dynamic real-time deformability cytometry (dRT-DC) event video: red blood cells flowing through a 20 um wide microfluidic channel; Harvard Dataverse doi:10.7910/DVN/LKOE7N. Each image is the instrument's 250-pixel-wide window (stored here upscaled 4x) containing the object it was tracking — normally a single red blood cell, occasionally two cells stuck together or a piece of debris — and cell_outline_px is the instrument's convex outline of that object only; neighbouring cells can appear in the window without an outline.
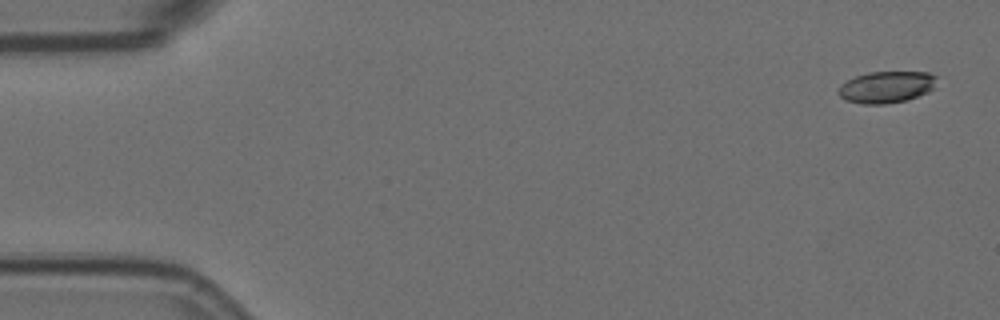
{"species": "Egyptian fruit bat (a non-hibernating species)", "species_latin": "Rousettus aegyptiacus", "temperature_condition": "room temperature", "stored_images_in_passage": 9, "segment_of_instrument_passage": [1, 2], "camera_frame_rate_fps": 3000, "um_per_image_px": 0.085, "animal": {"sex": "female"}, "frame": {"image": 1, "passage_image": 1, "time_ms": 0.0, "image_size_px": [1000, 320], "cell_outline_px": [[936, 88], [928, 92], [908, 100], [884, 104], [864, 104], [844, 100], [836, 92], [840, 84], [856, 76], [868, 72], [928, 72], [936, 76]], "centroid_in_image_um": [75.35, 7.4], "position_along_channel_um": 9.7, "area_um2": 18.38}}
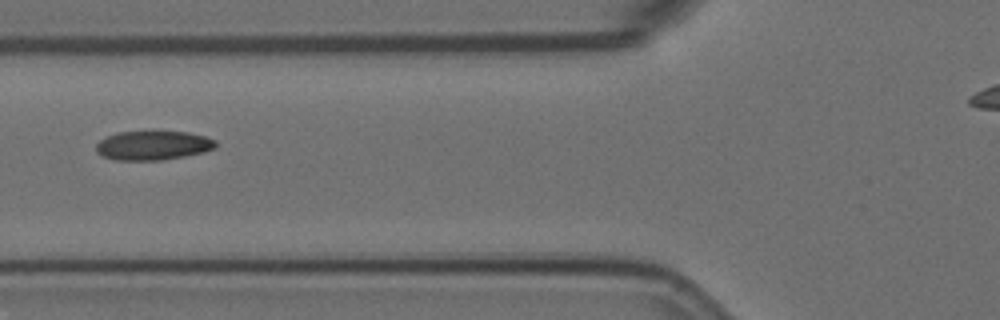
{"frame": {"image": 2, "passage_image": 7, "time_ms": 2.0, "image_size_px": [1000, 320], "cell_outline_px": [[216, 148], [204, 152], [184, 156], [160, 160], [116, 160], [104, 156], [96, 152], [96, 144], [100, 140], [116, 132], [188, 132], [204, 136], [216, 140]], "centroid_in_image_um": [13.01, 12.36], "position_along_channel_um": 112.8, "area_um2": 20.17}}
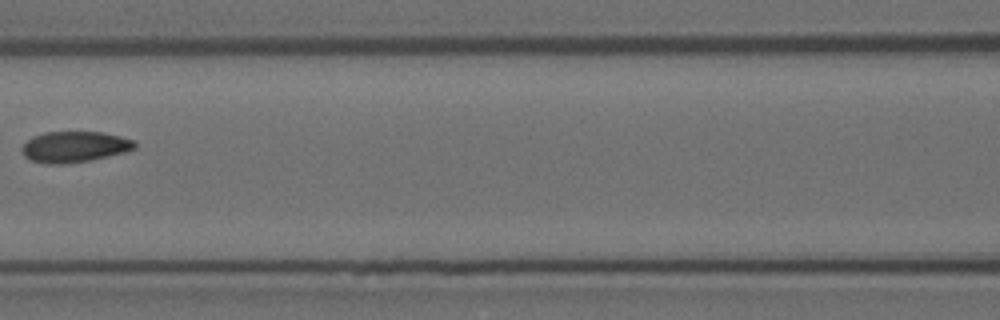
{"frame": {"image": 3, "passage_image": 8, "time_ms": 2.333, "image_size_px": [1000, 320], "cell_outline_px": [[136, 148], [124, 152], [108, 156], [88, 160], [60, 164], [48, 164], [32, 160], [24, 156], [20, 152], [20, 148], [32, 136], [44, 132], [104, 132], [136, 140]], "centroid_in_image_um": [6.32, 12.46], "position_along_channel_um": 160.3, "area_um2": 20.35}}